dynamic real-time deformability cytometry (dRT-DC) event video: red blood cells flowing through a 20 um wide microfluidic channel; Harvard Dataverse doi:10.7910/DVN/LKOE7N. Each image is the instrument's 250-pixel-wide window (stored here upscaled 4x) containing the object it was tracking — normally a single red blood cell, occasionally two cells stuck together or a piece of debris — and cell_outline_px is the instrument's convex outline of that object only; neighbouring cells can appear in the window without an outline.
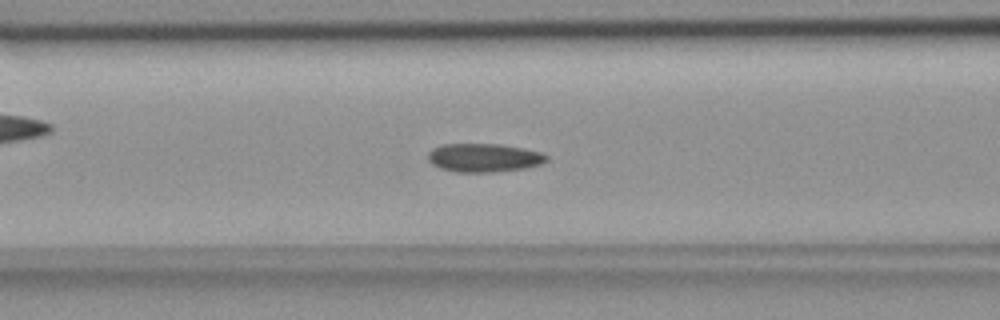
{"species": "common noctule bat (a hibernating species)", "species_latin": "Nyctalus noctula", "temperature_condition": "room temperature", "stored_images_in_passage": 53, "camera_frame_rate_fps": 3000, "um_per_image_px": 0.085, "animal": {"sex": "female", "body_mass_g": 18.4}, "frame": {"image": 1, "passage_image": 21, "time_ms": 6.667, "image_size_px": [1000, 320], "cell_outline_px": [[548, 160], [540, 164], [524, 168], [492, 172], [456, 172], [440, 168], [432, 164], [428, 160], [428, 152], [432, 148], [444, 144], [500, 144], [524, 148], [540, 152], [548, 156]], "centroid_in_image_um": [41.11, 13.4], "position_along_channel_um": 125.5, "area_um2": 19.71}}
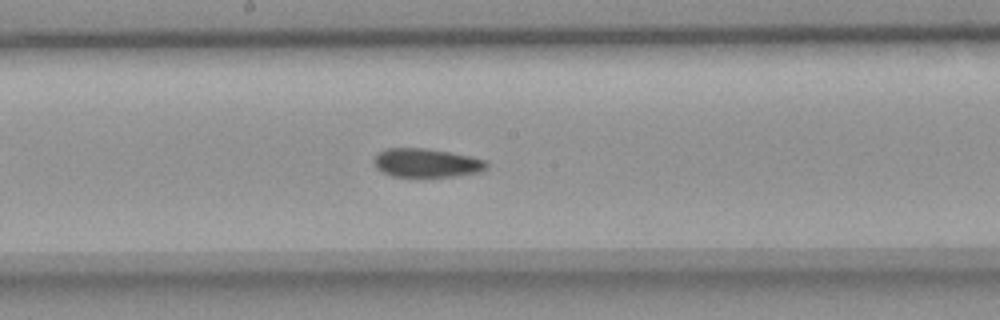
{"frame": {"image": 2, "passage_image": 28, "time_ms": 9.0, "image_size_px": [1000, 320], "cell_outline_px": [[488, 168], [480, 172], [452, 176], [392, 176], [380, 172], [376, 168], [372, 160], [384, 148], [424, 148], [472, 156], [488, 160]], "centroid_in_image_um": [36.26, 13.84], "position_along_channel_um": 211.9, "area_um2": 18.96}}
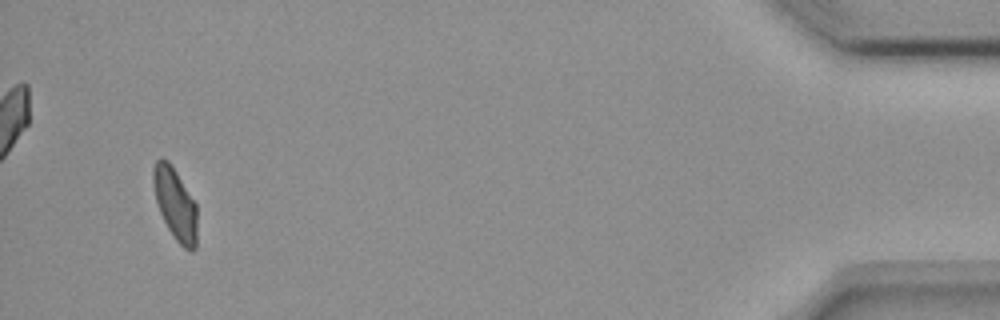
{"frame": {"image": 3, "passage_image": 51, "time_ms": 16.667, "image_size_px": [1000, 320], "cell_outline_px": [[196, 248], [192, 252], [184, 248], [176, 240], [168, 228], [160, 212], [156, 200], [152, 184], [152, 168], [156, 160], [168, 160], [176, 172], [196, 204]], "centroid_in_image_um": [14.88, 17.35], "position_along_channel_um": 420.3, "area_um2": 18.15}, "authors_computed_cell_mechanics": {"area_um2": 19.2474, "velocity_mm_per_s": 3.7232, "shape_relaxation_time_tau1_ms": null, "shape_relaxation_time_tau2_ms": 2.9871, "deformation_change_tau1": null, "deformation_change_tau2": 0.0833}}